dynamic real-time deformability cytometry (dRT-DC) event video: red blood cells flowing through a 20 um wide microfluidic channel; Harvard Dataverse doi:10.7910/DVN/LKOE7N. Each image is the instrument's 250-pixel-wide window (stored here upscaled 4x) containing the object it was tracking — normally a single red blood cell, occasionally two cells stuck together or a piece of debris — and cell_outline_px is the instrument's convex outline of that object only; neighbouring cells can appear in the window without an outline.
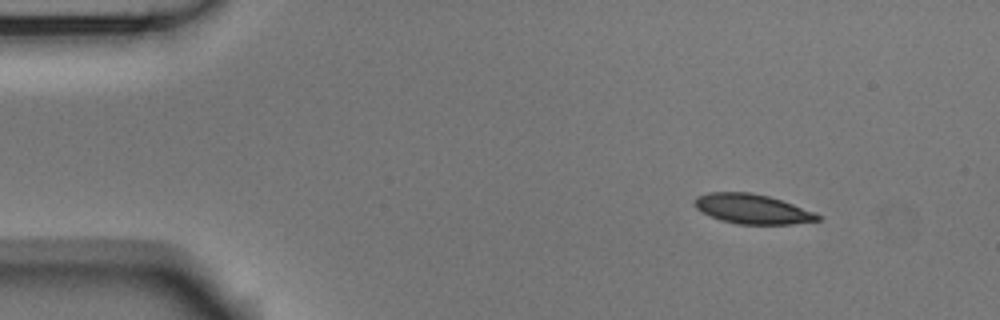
{"species": "Egyptian fruit bat (a non-hibernating species)", "species_latin": "Rousettus aegyptiacus", "temperature_condition": "room temperature", "stored_images_in_passage": 12, "camera_frame_rate_fps": 3000, "um_per_image_px": 0.085, "animal": {"sex": "male"}, "frame": {"image": 1, "passage_image": 1, "time_ms": 0.0, "image_size_px": [1000, 320], "cell_outline_px": [[820, 220], [792, 224], [736, 224], [720, 220], [696, 208], [692, 204], [692, 200], [696, 196], [708, 192], [752, 192], [768, 196], [816, 212], [820, 216]], "centroid_in_image_um": [63.91, 17.75], "position_along_channel_um": 21.1, "area_um2": 21.33}}
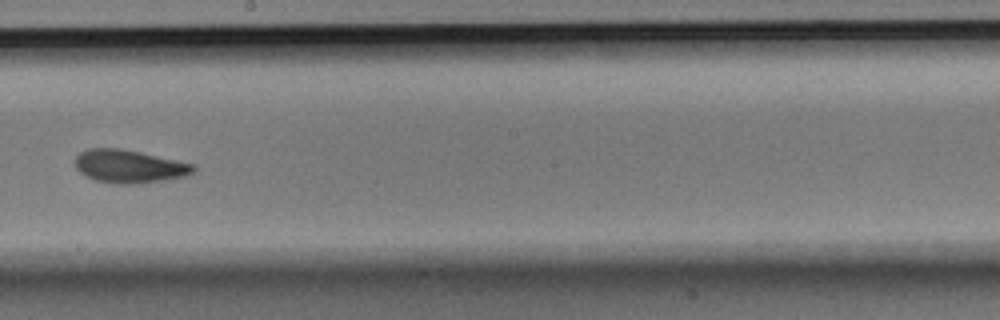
{"frame": {"image": 2, "passage_image": 7, "time_ms": 2.0, "image_size_px": [1000, 320], "cell_outline_px": [[196, 168], [192, 172], [184, 176], [164, 180], [136, 184], [116, 184], [96, 180], [84, 176], [76, 168], [72, 160], [80, 152], [88, 148], [120, 148], [140, 152], [196, 164]], "centroid_in_image_um": [10.94, 14.13], "position_along_channel_um": 237.3, "area_um2": 23.0}}
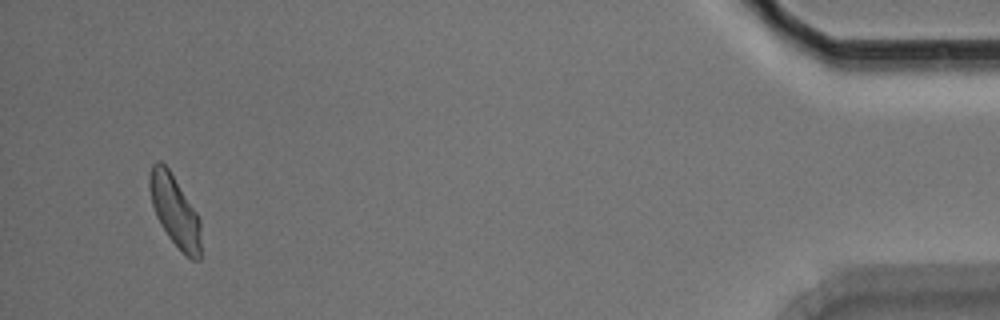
{"frame": {"image": 3, "passage_image": 12, "time_ms": 3.667, "image_size_px": [1000, 320], "cell_outline_px": [[200, 260], [192, 260], [168, 236], [160, 224], [156, 216], [152, 204], [148, 184], [148, 176], [152, 164], [156, 160], [160, 160], [168, 168], [196, 212], [200, 220]], "centroid_in_image_um": [14.83, 17.88], "position_along_channel_um": 420.4, "area_um2": 20.98}}